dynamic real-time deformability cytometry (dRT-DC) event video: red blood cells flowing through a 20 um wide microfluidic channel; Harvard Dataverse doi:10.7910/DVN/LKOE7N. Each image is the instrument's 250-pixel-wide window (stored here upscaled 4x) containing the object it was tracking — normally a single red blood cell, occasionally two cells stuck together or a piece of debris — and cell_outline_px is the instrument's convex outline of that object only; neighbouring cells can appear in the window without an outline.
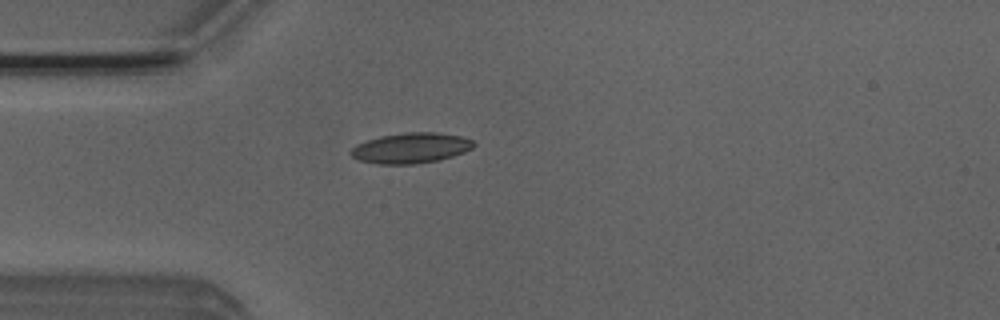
{"species": "Egyptian fruit bat (a non-hibernating species)", "species_latin": "Rousettus aegyptiacus", "temperature_condition": "room temperature", "stored_images_in_passage": 1, "camera_frame_rate_fps": 3000, "um_per_image_px": 0.085, "animal": {"sex": "male"}, "frame": {"image": 1, "passage_image": 1, "time_ms": 0.0, "image_size_px": [1000, 320], "cell_outline_px": [[476, 144], [472, 148], [464, 152], [440, 160], [412, 164], [380, 164], [360, 160], [352, 156], [348, 152], [356, 144], [380, 136], [404, 132], [436, 132], [460, 136], [472, 140]], "centroid_in_image_um": [34.92, 12.57], "position_along_channel_um": 50.1, "area_um2": 21.73}}